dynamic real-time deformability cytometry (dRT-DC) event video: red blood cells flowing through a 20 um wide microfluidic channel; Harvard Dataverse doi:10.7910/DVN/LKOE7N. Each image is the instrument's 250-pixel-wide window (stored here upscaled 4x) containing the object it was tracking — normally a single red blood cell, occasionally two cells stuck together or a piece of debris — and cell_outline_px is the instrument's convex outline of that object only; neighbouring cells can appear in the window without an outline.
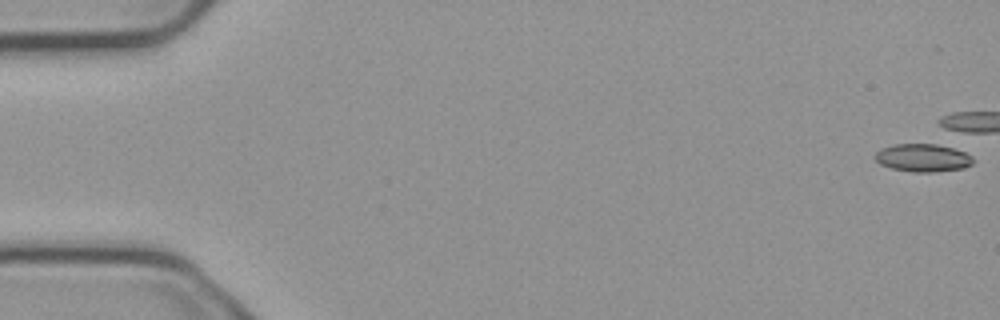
{"species": "common noctule bat (a hibernating species)", "species_latin": "Nyctalus noctula", "temperature_condition": "cold", "stored_images_in_passage": 1, "camera_frame_rate_fps": 3000, "um_per_image_px": 0.085, "animal": {"sex": "male", "body_mass_g": 23.1, "forearm_length_mm": 52.7}, "frame": {"image": 1, "passage_image": 1, "time_ms": 0.0, "image_size_px": [1000, 320], "cell_outline_px": [[976, 160], [972, 164], [964, 168], [932, 172], [912, 172], [892, 168], [880, 164], [872, 156], [876, 152], [884, 148], [896, 144], [944, 144], [964, 152], [972, 156]], "centroid_in_image_um": [78.48, 13.41], "position_along_channel_um": 6.5, "area_um2": 16.07}}